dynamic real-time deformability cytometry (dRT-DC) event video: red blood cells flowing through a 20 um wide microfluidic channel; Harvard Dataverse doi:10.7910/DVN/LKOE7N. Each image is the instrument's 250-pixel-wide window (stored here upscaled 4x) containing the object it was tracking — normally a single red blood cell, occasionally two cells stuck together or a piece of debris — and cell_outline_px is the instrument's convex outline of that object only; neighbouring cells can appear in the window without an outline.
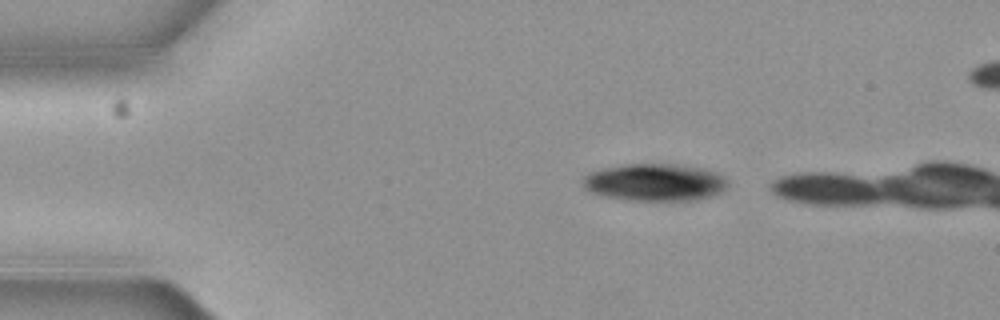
{"species": "common noctule bat (a hibernating species)", "species_latin": "Nyctalus noctula", "temperature_condition": "cold", "stored_images_in_passage": 4, "camera_frame_rate_fps": 3000, "um_per_image_px": 0.085, "animal": {"sex": "female", "body_mass_g": 19.3, "forearm_length_mm": 54.1}, "frame": {"image": 1, "passage_image": 2, "time_ms": 0.333, "image_size_px": [1000, 320], "cell_outline_px": [[728, 184], [716, 196], [696, 200], [628, 200], [604, 196], [588, 192], [584, 188], [584, 176], [588, 172], [604, 168], [624, 164], [680, 164], [704, 168], [716, 172]], "centroid_in_image_um": [55.64, 15.5], "position_along_channel_um": 29.4, "area_um2": 31.62}}